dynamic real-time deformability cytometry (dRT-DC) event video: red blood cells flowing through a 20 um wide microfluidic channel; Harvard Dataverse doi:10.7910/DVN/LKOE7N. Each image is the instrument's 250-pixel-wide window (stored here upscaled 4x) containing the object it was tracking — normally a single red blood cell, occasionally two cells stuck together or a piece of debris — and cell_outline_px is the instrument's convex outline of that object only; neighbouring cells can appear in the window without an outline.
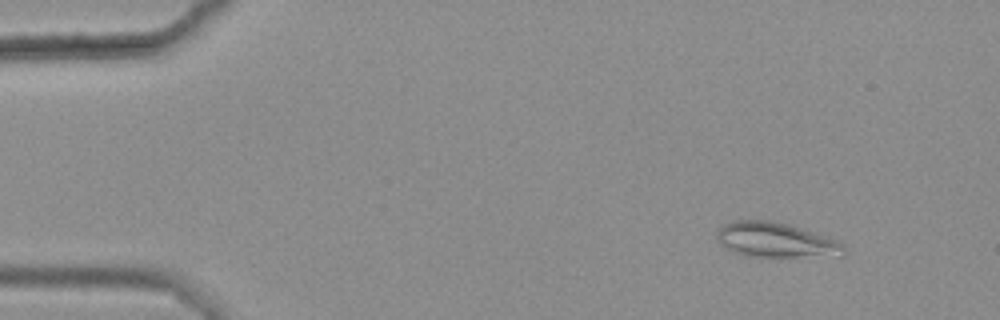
{"species": "common noctule bat (a hibernating species)", "species_latin": "Nyctalus noctula", "temperature_condition": "warm", "stored_images_in_passage": 4, "camera_frame_rate_fps": 3000, "um_per_image_px": 0.085, "animal": {"sex": "female", "body_mass_g": 25.1}, "frame": {"image": 1, "passage_image": 2, "time_ms": 0.333, "image_size_px": [1000, 320], "cell_outline_px": [[844, 256], [756, 256], [740, 252], [728, 248], [720, 244], [716, 240], [716, 232], [724, 224], [736, 220], [772, 220], [788, 224], [828, 236], [844, 244]], "centroid_in_image_um": [65.98, 20.38], "position_along_channel_um": 19.0, "area_um2": 25.49}}